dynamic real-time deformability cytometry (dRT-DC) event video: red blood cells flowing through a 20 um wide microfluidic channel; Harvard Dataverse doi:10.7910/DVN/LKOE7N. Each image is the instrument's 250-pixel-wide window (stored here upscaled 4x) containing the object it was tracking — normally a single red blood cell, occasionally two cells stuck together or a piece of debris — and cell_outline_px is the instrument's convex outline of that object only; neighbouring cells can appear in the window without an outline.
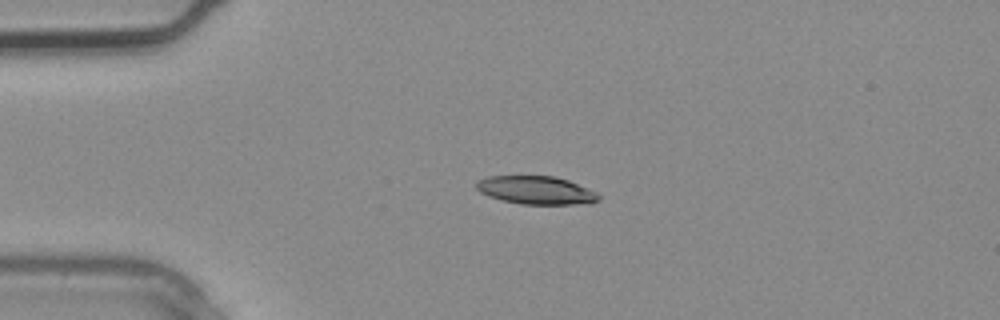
{"species": "common noctule bat (a hibernating species)", "species_latin": "Nyctalus noctula", "temperature_condition": "warm", "stored_images_in_passage": 1, "camera_frame_rate_fps": 3000, "um_per_image_px": 0.085, "animal": {"sex": "male", "body_mass_g": 20.4}, "frame": {"image": 1, "passage_image": 1, "time_ms": 0.0, "image_size_px": [1000, 320], "cell_outline_px": [[600, 200], [592, 204], [520, 204], [488, 196], [480, 192], [476, 188], [476, 184], [480, 180], [488, 176], [556, 176], [568, 180], [588, 188], [596, 192], [600, 196]], "centroid_in_image_um": [45.62, 16.17], "position_along_channel_um": 39.4, "area_um2": 20.11}}